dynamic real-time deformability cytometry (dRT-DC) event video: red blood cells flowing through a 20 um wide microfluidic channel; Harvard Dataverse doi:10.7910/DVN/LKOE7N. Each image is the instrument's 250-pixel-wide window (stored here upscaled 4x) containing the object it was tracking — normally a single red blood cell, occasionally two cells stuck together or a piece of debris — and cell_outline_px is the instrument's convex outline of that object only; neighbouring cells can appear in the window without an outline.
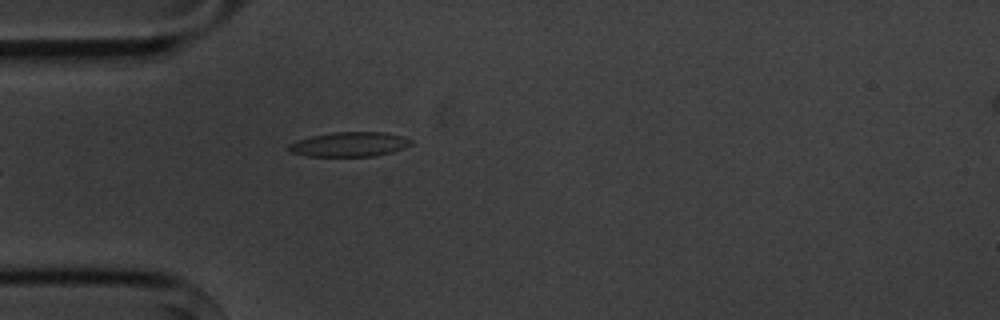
{"species": "common noctule bat (a hibernating species)", "species_latin": "Nyctalus noctula", "temperature_condition": "cold", "stored_images_in_passage": 5, "camera_frame_rate_fps": 3000, "um_per_image_px": 0.085, "animal": {"sex": "male", "body_mass_g": 20.1, "forearm_length_mm": 53.5}, "frame": {"image": 1, "passage_image": 5, "time_ms": 5.667, "image_size_px": [1000, 320], "cell_outline_px": [[412, 144], [404, 148], [392, 152], [376, 156], [308, 156], [292, 152], [288, 148], [288, 144], [296, 140], [312, 136], [332, 132], [384, 132], [404, 136], [412, 140]], "centroid_in_image_um": [29.73, 12.26], "position_along_channel_um": 55.3, "area_um2": 17.57}}